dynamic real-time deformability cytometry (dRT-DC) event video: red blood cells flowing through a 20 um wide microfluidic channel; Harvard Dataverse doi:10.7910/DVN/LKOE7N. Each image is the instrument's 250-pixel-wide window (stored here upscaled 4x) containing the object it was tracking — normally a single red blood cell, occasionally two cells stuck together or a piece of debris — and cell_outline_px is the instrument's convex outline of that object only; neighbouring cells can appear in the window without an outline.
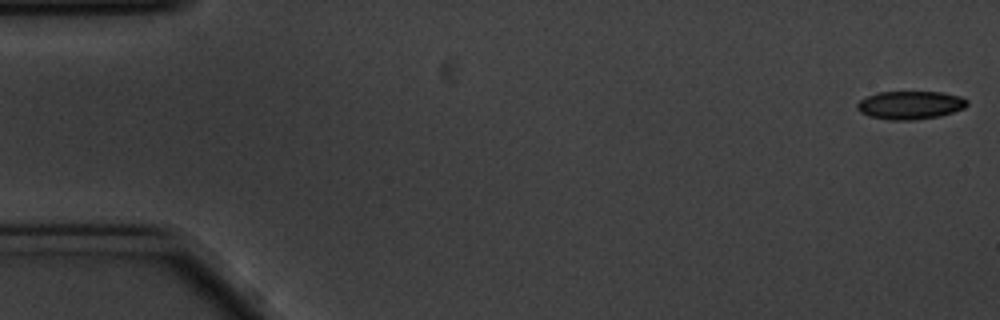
{"species": "common noctule bat (a hibernating species)", "species_latin": "Nyctalus noctula", "temperature_condition": "cold", "stored_images_in_passage": 57, "camera_frame_rate_fps": 3000, "um_per_image_px": 0.085, "animal": {"sex": "male", "body_mass_g": 20.1, "forearm_length_mm": 53.5}, "frame": {"image": 1, "passage_image": 1, "time_ms": 0.0, "image_size_px": [1000, 320], "cell_outline_px": [[968, 104], [964, 108], [940, 116], [916, 120], [888, 120], [868, 116], [860, 112], [856, 108], [856, 104], [860, 100], [876, 92], [940, 92], [960, 96], [968, 100]], "centroid_in_image_um": [77.35, 8.94], "position_along_channel_um": 7.7, "area_um2": 18.21}}
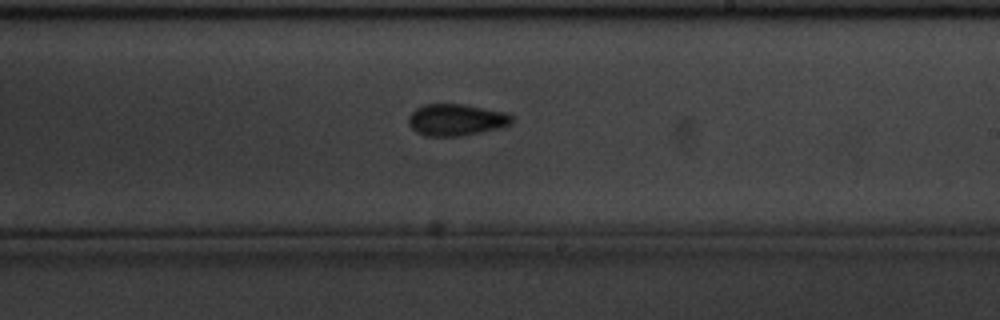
{"frame": {"image": 2, "passage_image": 33, "time_ms": 10.667, "image_size_px": [1000, 320], "cell_outline_px": [[512, 124], [480, 132], [460, 136], [424, 136], [416, 132], [408, 124], [408, 116], [416, 108], [424, 104], [464, 104], [504, 112], [512, 116]], "centroid_in_image_um": [38.72, 10.18], "position_along_channel_um": 250.3, "area_um2": 19.02}}
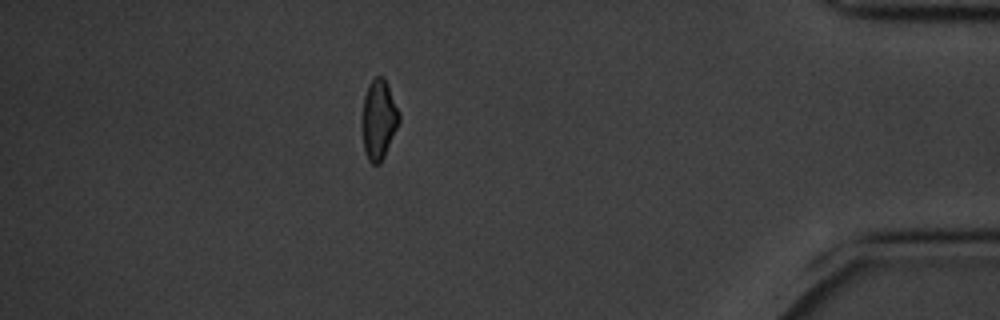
{"frame": {"image": 3, "passage_image": 50, "time_ms": 16.333, "image_size_px": [1000, 320], "cell_outline_px": [[400, 120], [384, 156], [380, 164], [372, 164], [368, 160], [364, 152], [360, 124], [364, 96], [368, 84], [376, 76], [384, 76], [388, 84], [400, 112]], "centroid_in_image_um": [32.16, 10.15], "position_along_channel_um": 403.0, "area_um2": 17.63}, "authors_computed_cell_mechanics": {"area_um2": 18.3804, "velocity_mm_per_s": 3.484, "shape_relaxation_time_tau1_ms": 3.5815, "shape_relaxation_time_tau2_ms": 2.1016, "deformation_change_tau1": 0.1179, "deformation_change_tau2": 0.083}}